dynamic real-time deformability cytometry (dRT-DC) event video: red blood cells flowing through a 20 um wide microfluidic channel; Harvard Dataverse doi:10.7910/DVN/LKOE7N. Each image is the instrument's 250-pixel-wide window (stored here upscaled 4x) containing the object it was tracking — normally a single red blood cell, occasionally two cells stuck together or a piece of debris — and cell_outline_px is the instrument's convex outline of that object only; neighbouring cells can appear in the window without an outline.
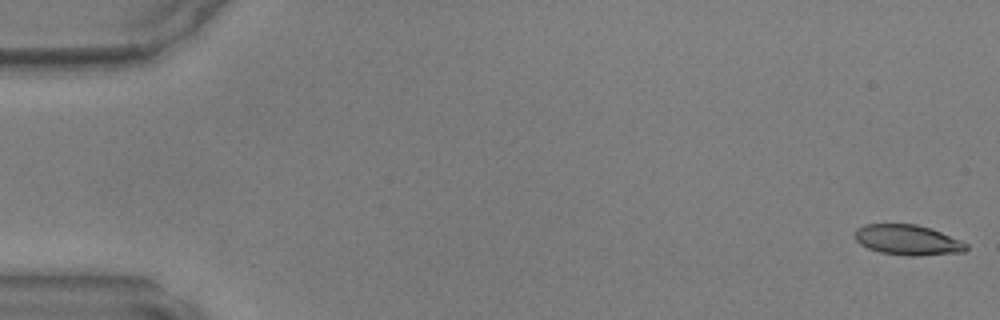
{"species": "common noctule bat (a hibernating species)", "species_latin": "Nyctalus noctula", "temperature_condition": "warm", "stored_images_in_passage": 48, "camera_frame_rate_fps": 3000, "um_per_image_px": 0.085, "animal": {"sex": "male", "body_mass_g": 17.9, "forearm_length_mm": 54.2}, "frame": {"image": 1, "passage_image": 1, "time_ms": 0.0, "image_size_px": [1000, 320], "cell_outline_px": [[968, 248], [964, 252], [920, 256], [904, 256], [880, 252], [868, 248], [860, 244], [856, 240], [856, 228], [864, 224], [916, 224], [932, 228], [960, 240], [968, 244]], "centroid_in_image_um": [77.17, 20.4], "position_along_channel_um": 7.8, "area_um2": 19.83}}
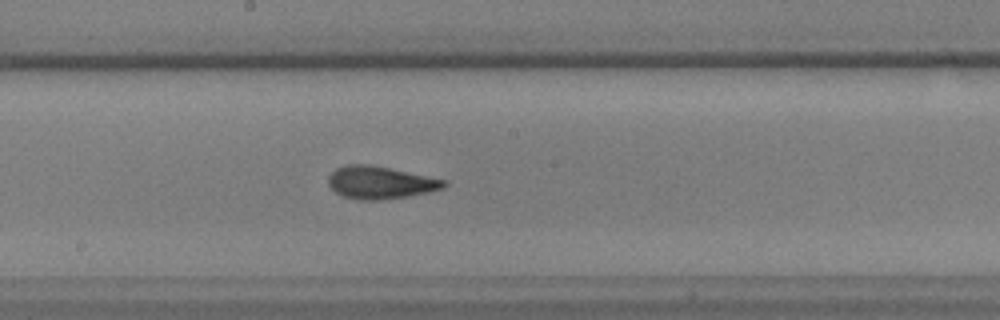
{"frame": {"image": 2, "passage_image": 26, "time_ms": 8.333, "image_size_px": [1000, 320], "cell_outline_px": [[448, 184], [444, 188], [428, 192], [408, 196], [380, 200], [360, 200], [344, 196], [336, 192], [328, 184], [328, 176], [336, 168], [348, 164], [368, 164], [448, 180]], "centroid_in_image_um": [32.34, 15.51], "position_along_channel_um": 215.9, "area_um2": 21.85}}
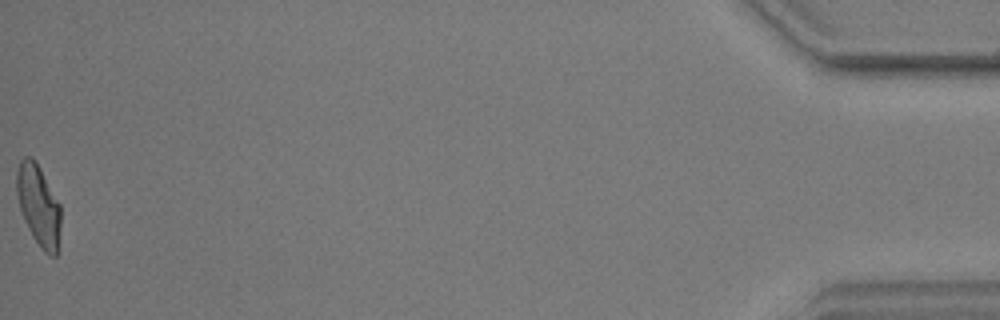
{"frame": {"image": 3, "passage_image": 48, "time_ms": 15.667, "image_size_px": [1000, 320], "cell_outline_px": [[60, 228], [56, 256], [48, 256], [40, 248], [32, 236], [20, 212], [16, 192], [16, 172], [20, 160], [24, 156], [32, 156], [36, 160], [60, 204]], "centroid_in_image_um": [3.25, 17.44], "position_along_channel_um": 431.9, "area_um2": 21.1}}